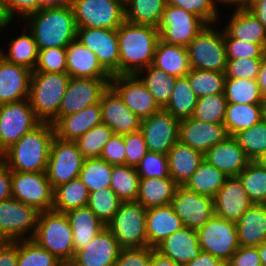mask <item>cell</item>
Returning a JSON list of instances; mask_svg holds the SVG:
<instances>
[{
    "label": "cell",
    "mask_w": 266,
    "mask_h": 266,
    "mask_svg": "<svg viewBox=\"0 0 266 266\" xmlns=\"http://www.w3.org/2000/svg\"><path fill=\"white\" fill-rule=\"evenodd\" d=\"M119 75H135L153 62L160 39L156 26L124 21L117 28Z\"/></svg>",
    "instance_id": "obj_1"
},
{
    "label": "cell",
    "mask_w": 266,
    "mask_h": 266,
    "mask_svg": "<svg viewBox=\"0 0 266 266\" xmlns=\"http://www.w3.org/2000/svg\"><path fill=\"white\" fill-rule=\"evenodd\" d=\"M54 137L53 124L41 122L5 150L0 158L11 171L46 172Z\"/></svg>",
    "instance_id": "obj_2"
},
{
    "label": "cell",
    "mask_w": 266,
    "mask_h": 266,
    "mask_svg": "<svg viewBox=\"0 0 266 266\" xmlns=\"http://www.w3.org/2000/svg\"><path fill=\"white\" fill-rule=\"evenodd\" d=\"M27 28L33 33L38 50L67 47L76 39L77 26L71 4L61 7H42L29 14Z\"/></svg>",
    "instance_id": "obj_3"
},
{
    "label": "cell",
    "mask_w": 266,
    "mask_h": 266,
    "mask_svg": "<svg viewBox=\"0 0 266 266\" xmlns=\"http://www.w3.org/2000/svg\"><path fill=\"white\" fill-rule=\"evenodd\" d=\"M69 79L67 73L32 72L28 100L42 122H50L58 114Z\"/></svg>",
    "instance_id": "obj_4"
},
{
    "label": "cell",
    "mask_w": 266,
    "mask_h": 266,
    "mask_svg": "<svg viewBox=\"0 0 266 266\" xmlns=\"http://www.w3.org/2000/svg\"><path fill=\"white\" fill-rule=\"evenodd\" d=\"M72 236V229L65 213L52 209L40 212L32 240L63 262L74 257Z\"/></svg>",
    "instance_id": "obj_5"
},
{
    "label": "cell",
    "mask_w": 266,
    "mask_h": 266,
    "mask_svg": "<svg viewBox=\"0 0 266 266\" xmlns=\"http://www.w3.org/2000/svg\"><path fill=\"white\" fill-rule=\"evenodd\" d=\"M207 24L186 47L192 69H204L225 72L227 54L224 41V30L218 31Z\"/></svg>",
    "instance_id": "obj_6"
},
{
    "label": "cell",
    "mask_w": 266,
    "mask_h": 266,
    "mask_svg": "<svg viewBox=\"0 0 266 266\" xmlns=\"http://www.w3.org/2000/svg\"><path fill=\"white\" fill-rule=\"evenodd\" d=\"M146 210L137 201L122 202L112 220L106 225L122 248L148 246Z\"/></svg>",
    "instance_id": "obj_7"
},
{
    "label": "cell",
    "mask_w": 266,
    "mask_h": 266,
    "mask_svg": "<svg viewBox=\"0 0 266 266\" xmlns=\"http://www.w3.org/2000/svg\"><path fill=\"white\" fill-rule=\"evenodd\" d=\"M77 27L117 29L125 21L124 0H71Z\"/></svg>",
    "instance_id": "obj_8"
},
{
    "label": "cell",
    "mask_w": 266,
    "mask_h": 266,
    "mask_svg": "<svg viewBox=\"0 0 266 266\" xmlns=\"http://www.w3.org/2000/svg\"><path fill=\"white\" fill-rule=\"evenodd\" d=\"M39 214L36 208L13 197L0 201V241L32 239Z\"/></svg>",
    "instance_id": "obj_9"
},
{
    "label": "cell",
    "mask_w": 266,
    "mask_h": 266,
    "mask_svg": "<svg viewBox=\"0 0 266 266\" xmlns=\"http://www.w3.org/2000/svg\"><path fill=\"white\" fill-rule=\"evenodd\" d=\"M207 24L200 16L166 4L157 29L163 42L187 47Z\"/></svg>",
    "instance_id": "obj_10"
},
{
    "label": "cell",
    "mask_w": 266,
    "mask_h": 266,
    "mask_svg": "<svg viewBox=\"0 0 266 266\" xmlns=\"http://www.w3.org/2000/svg\"><path fill=\"white\" fill-rule=\"evenodd\" d=\"M41 122L28 99L1 104L0 155Z\"/></svg>",
    "instance_id": "obj_11"
},
{
    "label": "cell",
    "mask_w": 266,
    "mask_h": 266,
    "mask_svg": "<svg viewBox=\"0 0 266 266\" xmlns=\"http://www.w3.org/2000/svg\"><path fill=\"white\" fill-rule=\"evenodd\" d=\"M197 233L201 250L223 262L239 248L236 222L213 215Z\"/></svg>",
    "instance_id": "obj_12"
},
{
    "label": "cell",
    "mask_w": 266,
    "mask_h": 266,
    "mask_svg": "<svg viewBox=\"0 0 266 266\" xmlns=\"http://www.w3.org/2000/svg\"><path fill=\"white\" fill-rule=\"evenodd\" d=\"M12 197L36 208L39 212L53 209L52 188L46 172L11 173Z\"/></svg>",
    "instance_id": "obj_13"
},
{
    "label": "cell",
    "mask_w": 266,
    "mask_h": 266,
    "mask_svg": "<svg viewBox=\"0 0 266 266\" xmlns=\"http://www.w3.org/2000/svg\"><path fill=\"white\" fill-rule=\"evenodd\" d=\"M84 159L74 141L60 140L55 136L46 169L52 188L78 178Z\"/></svg>",
    "instance_id": "obj_14"
},
{
    "label": "cell",
    "mask_w": 266,
    "mask_h": 266,
    "mask_svg": "<svg viewBox=\"0 0 266 266\" xmlns=\"http://www.w3.org/2000/svg\"><path fill=\"white\" fill-rule=\"evenodd\" d=\"M110 81L111 78L70 77L58 114L50 122L54 124L62 116L99 103L103 92L110 86Z\"/></svg>",
    "instance_id": "obj_15"
},
{
    "label": "cell",
    "mask_w": 266,
    "mask_h": 266,
    "mask_svg": "<svg viewBox=\"0 0 266 266\" xmlns=\"http://www.w3.org/2000/svg\"><path fill=\"white\" fill-rule=\"evenodd\" d=\"M76 39L96 54L111 76L119 75L117 29L77 27Z\"/></svg>",
    "instance_id": "obj_16"
},
{
    "label": "cell",
    "mask_w": 266,
    "mask_h": 266,
    "mask_svg": "<svg viewBox=\"0 0 266 266\" xmlns=\"http://www.w3.org/2000/svg\"><path fill=\"white\" fill-rule=\"evenodd\" d=\"M179 121L164 108L142 119L140 131L143 133L147 150L167 155L179 140Z\"/></svg>",
    "instance_id": "obj_17"
},
{
    "label": "cell",
    "mask_w": 266,
    "mask_h": 266,
    "mask_svg": "<svg viewBox=\"0 0 266 266\" xmlns=\"http://www.w3.org/2000/svg\"><path fill=\"white\" fill-rule=\"evenodd\" d=\"M170 204L183 226L190 229H200L214 215L213 197L197 194L185 186H177Z\"/></svg>",
    "instance_id": "obj_18"
},
{
    "label": "cell",
    "mask_w": 266,
    "mask_h": 266,
    "mask_svg": "<svg viewBox=\"0 0 266 266\" xmlns=\"http://www.w3.org/2000/svg\"><path fill=\"white\" fill-rule=\"evenodd\" d=\"M110 86L119 94L124 104L141 120L161 109L136 74L112 76Z\"/></svg>",
    "instance_id": "obj_19"
},
{
    "label": "cell",
    "mask_w": 266,
    "mask_h": 266,
    "mask_svg": "<svg viewBox=\"0 0 266 266\" xmlns=\"http://www.w3.org/2000/svg\"><path fill=\"white\" fill-rule=\"evenodd\" d=\"M179 141L205 154L229 135L224 124L208 123L193 117L179 121Z\"/></svg>",
    "instance_id": "obj_20"
},
{
    "label": "cell",
    "mask_w": 266,
    "mask_h": 266,
    "mask_svg": "<svg viewBox=\"0 0 266 266\" xmlns=\"http://www.w3.org/2000/svg\"><path fill=\"white\" fill-rule=\"evenodd\" d=\"M121 250L112 232L104 227L92 241L75 252L72 261L79 266H114Z\"/></svg>",
    "instance_id": "obj_21"
},
{
    "label": "cell",
    "mask_w": 266,
    "mask_h": 266,
    "mask_svg": "<svg viewBox=\"0 0 266 266\" xmlns=\"http://www.w3.org/2000/svg\"><path fill=\"white\" fill-rule=\"evenodd\" d=\"M214 215L236 222L253 204L237 176L227 177L213 197Z\"/></svg>",
    "instance_id": "obj_22"
},
{
    "label": "cell",
    "mask_w": 266,
    "mask_h": 266,
    "mask_svg": "<svg viewBox=\"0 0 266 266\" xmlns=\"http://www.w3.org/2000/svg\"><path fill=\"white\" fill-rule=\"evenodd\" d=\"M100 105L103 123L107 124L115 134L124 135L140 130L141 119L124 104L111 86L103 92Z\"/></svg>",
    "instance_id": "obj_23"
},
{
    "label": "cell",
    "mask_w": 266,
    "mask_h": 266,
    "mask_svg": "<svg viewBox=\"0 0 266 266\" xmlns=\"http://www.w3.org/2000/svg\"><path fill=\"white\" fill-rule=\"evenodd\" d=\"M204 160L227 177L238 176L251 161L233 136L212 146L204 154Z\"/></svg>",
    "instance_id": "obj_24"
},
{
    "label": "cell",
    "mask_w": 266,
    "mask_h": 266,
    "mask_svg": "<svg viewBox=\"0 0 266 266\" xmlns=\"http://www.w3.org/2000/svg\"><path fill=\"white\" fill-rule=\"evenodd\" d=\"M155 251L167 259L185 265L195 259L202 250L197 230L184 226L159 243Z\"/></svg>",
    "instance_id": "obj_25"
},
{
    "label": "cell",
    "mask_w": 266,
    "mask_h": 266,
    "mask_svg": "<svg viewBox=\"0 0 266 266\" xmlns=\"http://www.w3.org/2000/svg\"><path fill=\"white\" fill-rule=\"evenodd\" d=\"M32 71L0 56V105L28 99Z\"/></svg>",
    "instance_id": "obj_26"
},
{
    "label": "cell",
    "mask_w": 266,
    "mask_h": 266,
    "mask_svg": "<svg viewBox=\"0 0 266 266\" xmlns=\"http://www.w3.org/2000/svg\"><path fill=\"white\" fill-rule=\"evenodd\" d=\"M103 123L100 102L76 113L60 117L54 124L55 136L64 141H75L88 130Z\"/></svg>",
    "instance_id": "obj_27"
},
{
    "label": "cell",
    "mask_w": 266,
    "mask_h": 266,
    "mask_svg": "<svg viewBox=\"0 0 266 266\" xmlns=\"http://www.w3.org/2000/svg\"><path fill=\"white\" fill-rule=\"evenodd\" d=\"M66 73L72 78H111L112 76L98 62L97 56L79 40L75 39L66 47Z\"/></svg>",
    "instance_id": "obj_28"
},
{
    "label": "cell",
    "mask_w": 266,
    "mask_h": 266,
    "mask_svg": "<svg viewBox=\"0 0 266 266\" xmlns=\"http://www.w3.org/2000/svg\"><path fill=\"white\" fill-rule=\"evenodd\" d=\"M182 227H184L183 223L174 212L171 204L146 210V235L149 247L155 248Z\"/></svg>",
    "instance_id": "obj_29"
},
{
    "label": "cell",
    "mask_w": 266,
    "mask_h": 266,
    "mask_svg": "<svg viewBox=\"0 0 266 266\" xmlns=\"http://www.w3.org/2000/svg\"><path fill=\"white\" fill-rule=\"evenodd\" d=\"M171 179L184 186L204 160V154L179 140L167 153Z\"/></svg>",
    "instance_id": "obj_30"
},
{
    "label": "cell",
    "mask_w": 266,
    "mask_h": 266,
    "mask_svg": "<svg viewBox=\"0 0 266 266\" xmlns=\"http://www.w3.org/2000/svg\"><path fill=\"white\" fill-rule=\"evenodd\" d=\"M239 246H259L266 241V204H252L236 221Z\"/></svg>",
    "instance_id": "obj_31"
},
{
    "label": "cell",
    "mask_w": 266,
    "mask_h": 266,
    "mask_svg": "<svg viewBox=\"0 0 266 266\" xmlns=\"http://www.w3.org/2000/svg\"><path fill=\"white\" fill-rule=\"evenodd\" d=\"M73 234L74 250L87 245L106 225L88 207H79L65 213Z\"/></svg>",
    "instance_id": "obj_32"
},
{
    "label": "cell",
    "mask_w": 266,
    "mask_h": 266,
    "mask_svg": "<svg viewBox=\"0 0 266 266\" xmlns=\"http://www.w3.org/2000/svg\"><path fill=\"white\" fill-rule=\"evenodd\" d=\"M224 30L234 39L266 44V29L247 8H235Z\"/></svg>",
    "instance_id": "obj_33"
},
{
    "label": "cell",
    "mask_w": 266,
    "mask_h": 266,
    "mask_svg": "<svg viewBox=\"0 0 266 266\" xmlns=\"http://www.w3.org/2000/svg\"><path fill=\"white\" fill-rule=\"evenodd\" d=\"M152 65L176 78L186 76L191 70L187 48L158 40Z\"/></svg>",
    "instance_id": "obj_34"
},
{
    "label": "cell",
    "mask_w": 266,
    "mask_h": 266,
    "mask_svg": "<svg viewBox=\"0 0 266 266\" xmlns=\"http://www.w3.org/2000/svg\"><path fill=\"white\" fill-rule=\"evenodd\" d=\"M177 186L171 178H140L136 201L145 209L170 204Z\"/></svg>",
    "instance_id": "obj_35"
},
{
    "label": "cell",
    "mask_w": 266,
    "mask_h": 266,
    "mask_svg": "<svg viewBox=\"0 0 266 266\" xmlns=\"http://www.w3.org/2000/svg\"><path fill=\"white\" fill-rule=\"evenodd\" d=\"M262 119V104L227 103L223 124L228 135L234 136Z\"/></svg>",
    "instance_id": "obj_36"
},
{
    "label": "cell",
    "mask_w": 266,
    "mask_h": 266,
    "mask_svg": "<svg viewBox=\"0 0 266 266\" xmlns=\"http://www.w3.org/2000/svg\"><path fill=\"white\" fill-rule=\"evenodd\" d=\"M29 32H23L16 39H11L8 54L0 49V56L9 63L26 67L33 72L37 65L39 50L33 33L30 30Z\"/></svg>",
    "instance_id": "obj_37"
},
{
    "label": "cell",
    "mask_w": 266,
    "mask_h": 266,
    "mask_svg": "<svg viewBox=\"0 0 266 266\" xmlns=\"http://www.w3.org/2000/svg\"><path fill=\"white\" fill-rule=\"evenodd\" d=\"M88 198L87 187L79 178L73 179L54 188L53 210L66 213L87 206Z\"/></svg>",
    "instance_id": "obj_38"
},
{
    "label": "cell",
    "mask_w": 266,
    "mask_h": 266,
    "mask_svg": "<svg viewBox=\"0 0 266 266\" xmlns=\"http://www.w3.org/2000/svg\"><path fill=\"white\" fill-rule=\"evenodd\" d=\"M198 97L191 88L187 76L175 80L173 93L164 109L173 117L181 120L193 117Z\"/></svg>",
    "instance_id": "obj_39"
},
{
    "label": "cell",
    "mask_w": 266,
    "mask_h": 266,
    "mask_svg": "<svg viewBox=\"0 0 266 266\" xmlns=\"http://www.w3.org/2000/svg\"><path fill=\"white\" fill-rule=\"evenodd\" d=\"M167 0H124L125 20L158 26Z\"/></svg>",
    "instance_id": "obj_40"
},
{
    "label": "cell",
    "mask_w": 266,
    "mask_h": 266,
    "mask_svg": "<svg viewBox=\"0 0 266 266\" xmlns=\"http://www.w3.org/2000/svg\"><path fill=\"white\" fill-rule=\"evenodd\" d=\"M226 178L223 172L203 160L184 186L197 194L214 197Z\"/></svg>",
    "instance_id": "obj_41"
},
{
    "label": "cell",
    "mask_w": 266,
    "mask_h": 266,
    "mask_svg": "<svg viewBox=\"0 0 266 266\" xmlns=\"http://www.w3.org/2000/svg\"><path fill=\"white\" fill-rule=\"evenodd\" d=\"M143 73L145 77L142 75ZM136 75L145 84L159 106L164 108L173 93L176 77L169 75L152 64L142 69Z\"/></svg>",
    "instance_id": "obj_42"
},
{
    "label": "cell",
    "mask_w": 266,
    "mask_h": 266,
    "mask_svg": "<svg viewBox=\"0 0 266 266\" xmlns=\"http://www.w3.org/2000/svg\"><path fill=\"white\" fill-rule=\"evenodd\" d=\"M89 193L111 187L112 165L101 158L84 159L78 177Z\"/></svg>",
    "instance_id": "obj_43"
},
{
    "label": "cell",
    "mask_w": 266,
    "mask_h": 266,
    "mask_svg": "<svg viewBox=\"0 0 266 266\" xmlns=\"http://www.w3.org/2000/svg\"><path fill=\"white\" fill-rule=\"evenodd\" d=\"M224 97L227 103L238 104H262L264 100L257 79L225 78Z\"/></svg>",
    "instance_id": "obj_44"
},
{
    "label": "cell",
    "mask_w": 266,
    "mask_h": 266,
    "mask_svg": "<svg viewBox=\"0 0 266 266\" xmlns=\"http://www.w3.org/2000/svg\"><path fill=\"white\" fill-rule=\"evenodd\" d=\"M140 177L135 167L112 165L111 189L122 202L136 201Z\"/></svg>",
    "instance_id": "obj_45"
},
{
    "label": "cell",
    "mask_w": 266,
    "mask_h": 266,
    "mask_svg": "<svg viewBox=\"0 0 266 266\" xmlns=\"http://www.w3.org/2000/svg\"><path fill=\"white\" fill-rule=\"evenodd\" d=\"M237 177L253 204H266V169L256 161H250Z\"/></svg>",
    "instance_id": "obj_46"
},
{
    "label": "cell",
    "mask_w": 266,
    "mask_h": 266,
    "mask_svg": "<svg viewBox=\"0 0 266 266\" xmlns=\"http://www.w3.org/2000/svg\"><path fill=\"white\" fill-rule=\"evenodd\" d=\"M186 76L198 99L208 95L224 93L225 72L191 68Z\"/></svg>",
    "instance_id": "obj_47"
},
{
    "label": "cell",
    "mask_w": 266,
    "mask_h": 266,
    "mask_svg": "<svg viewBox=\"0 0 266 266\" xmlns=\"http://www.w3.org/2000/svg\"><path fill=\"white\" fill-rule=\"evenodd\" d=\"M251 161H256L266 151V121L263 119L233 136Z\"/></svg>",
    "instance_id": "obj_48"
},
{
    "label": "cell",
    "mask_w": 266,
    "mask_h": 266,
    "mask_svg": "<svg viewBox=\"0 0 266 266\" xmlns=\"http://www.w3.org/2000/svg\"><path fill=\"white\" fill-rule=\"evenodd\" d=\"M113 134L114 131L107 124L101 123L88 130L74 142L85 159L100 158L103 147Z\"/></svg>",
    "instance_id": "obj_49"
},
{
    "label": "cell",
    "mask_w": 266,
    "mask_h": 266,
    "mask_svg": "<svg viewBox=\"0 0 266 266\" xmlns=\"http://www.w3.org/2000/svg\"><path fill=\"white\" fill-rule=\"evenodd\" d=\"M60 264V260L32 239L18 240L17 266H60Z\"/></svg>",
    "instance_id": "obj_50"
},
{
    "label": "cell",
    "mask_w": 266,
    "mask_h": 266,
    "mask_svg": "<svg viewBox=\"0 0 266 266\" xmlns=\"http://www.w3.org/2000/svg\"><path fill=\"white\" fill-rule=\"evenodd\" d=\"M122 201L111 188L89 193L87 206L107 225L118 211Z\"/></svg>",
    "instance_id": "obj_51"
},
{
    "label": "cell",
    "mask_w": 266,
    "mask_h": 266,
    "mask_svg": "<svg viewBox=\"0 0 266 266\" xmlns=\"http://www.w3.org/2000/svg\"><path fill=\"white\" fill-rule=\"evenodd\" d=\"M226 104L224 93L201 97L197 101L193 118L208 123L223 124Z\"/></svg>",
    "instance_id": "obj_52"
},
{
    "label": "cell",
    "mask_w": 266,
    "mask_h": 266,
    "mask_svg": "<svg viewBox=\"0 0 266 266\" xmlns=\"http://www.w3.org/2000/svg\"><path fill=\"white\" fill-rule=\"evenodd\" d=\"M140 178H171L166 154L148 151L136 167Z\"/></svg>",
    "instance_id": "obj_53"
},
{
    "label": "cell",
    "mask_w": 266,
    "mask_h": 266,
    "mask_svg": "<svg viewBox=\"0 0 266 266\" xmlns=\"http://www.w3.org/2000/svg\"><path fill=\"white\" fill-rule=\"evenodd\" d=\"M66 47L39 50L37 65L33 72L66 73Z\"/></svg>",
    "instance_id": "obj_54"
},
{
    "label": "cell",
    "mask_w": 266,
    "mask_h": 266,
    "mask_svg": "<svg viewBox=\"0 0 266 266\" xmlns=\"http://www.w3.org/2000/svg\"><path fill=\"white\" fill-rule=\"evenodd\" d=\"M224 41L227 59L263 58L266 54V44H254L234 39L225 30Z\"/></svg>",
    "instance_id": "obj_55"
},
{
    "label": "cell",
    "mask_w": 266,
    "mask_h": 266,
    "mask_svg": "<svg viewBox=\"0 0 266 266\" xmlns=\"http://www.w3.org/2000/svg\"><path fill=\"white\" fill-rule=\"evenodd\" d=\"M167 4L200 16L208 24H214L219 18L218 7L214 0H167Z\"/></svg>",
    "instance_id": "obj_56"
},
{
    "label": "cell",
    "mask_w": 266,
    "mask_h": 266,
    "mask_svg": "<svg viewBox=\"0 0 266 266\" xmlns=\"http://www.w3.org/2000/svg\"><path fill=\"white\" fill-rule=\"evenodd\" d=\"M263 58L228 59L225 76L233 79H257Z\"/></svg>",
    "instance_id": "obj_57"
},
{
    "label": "cell",
    "mask_w": 266,
    "mask_h": 266,
    "mask_svg": "<svg viewBox=\"0 0 266 266\" xmlns=\"http://www.w3.org/2000/svg\"><path fill=\"white\" fill-rule=\"evenodd\" d=\"M126 148V165L137 167L148 152L143 133L139 130L124 134Z\"/></svg>",
    "instance_id": "obj_58"
},
{
    "label": "cell",
    "mask_w": 266,
    "mask_h": 266,
    "mask_svg": "<svg viewBox=\"0 0 266 266\" xmlns=\"http://www.w3.org/2000/svg\"><path fill=\"white\" fill-rule=\"evenodd\" d=\"M155 248H122L114 266H150Z\"/></svg>",
    "instance_id": "obj_59"
},
{
    "label": "cell",
    "mask_w": 266,
    "mask_h": 266,
    "mask_svg": "<svg viewBox=\"0 0 266 266\" xmlns=\"http://www.w3.org/2000/svg\"><path fill=\"white\" fill-rule=\"evenodd\" d=\"M100 158L111 165H126L124 135L114 133L103 147Z\"/></svg>",
    "instance_id": "obj_60"
},
{
    "label": "cell",
    "mask_w": 266,
    "mask_h": 266,
    "mask_svg": "<svg viewBox=\"0 0 266 266\" xmlns=\"http://www.w3.org/2000/svg\"><path fill=\"white\" fill-rule=\"evenodd\" d=\"M3 3L5 12L11 22L17 14L25 21L29 14L42 8V0H3Z\"/></svg>",
    "instance_id": "obj_61"
},
{
    "label": "cell",
    "mask_w": 266,
    "mask_h": 266,
    "mask_svg": "<svg viewBox=\"0 0 266 266\" xmlns=\"http://www.w3.org/2000/svg\"><path fill=\"white\" fill-rule=\"evenodd\" d=\"M227 262L229 266H262L257 246H239Z\"/></svg>",
    "instance_id": "obj_62"
},
{
    "label": "cell",
    "mask_w": 266,
    "mask_h": 266,
    "mask_svg": "<svg viewBox=\"0 0 266 266\" xmlns=\"http://www.w3.org/2000/svg\"><path fill=\"white\" fill-rule=\"evenodd\" d=\"M18 240L0 241V266H17Z\"/></svg>",
    "instance_id": "obj_63"
},
{
    "label": "cell",
    "mask_w": 266,
    "mask_h": 266,
    "mask_svg": "<svg viewBox=\"0 0 266 266\" xmlns=\"http://www.w3.org/2000/svg\"><path fill=\"white\" fill-rule=\"evenodd\" d=\"M11 173L12 171L0 158V201L12 197Z\"/></svg>",
    "instance_id": "obj_64"
},
{
    "label": "cell",
    "mask_w": 266,
    "mask_h": 266,
    "mask_svg": "<svg viewBox=\"0 0 266 266\" xmlns=\"http://www.w3.org/2000/svg\"><path fill=\"white\" fill-rule=\"evenodd\" d=\"M223 261L209 252L201 251V253L184 266H220Z\"/></svg>",
    "instance_id": "obj_65"
},
{
    "label": "cell",
    "mask_w": 266,
    "mask_h": 266,
    "mask_svg": "<svg viewBox=\"0 0 266 266\" xmlns=\"http://www.w3.org/2000/svg\"><path fill=\"white\" fill-rule=\"evenodd\" d=\"M266 29V0H252L246 7Z\"/></svg>",
    "instance_id": "obj_66"
},
{
    "label": "cell",
    "mask_w": 266,
    "mask_h": 266,
    "mask_svg": "<svg viewBox=\"0 0 266 266\" xmlns=\"http://www.w3.org/2000/svg\"><path fill=\"white\" fill-rule=\"evenodd\" d=\"M257 82L264 99H266V54L262 59L260 72L257 77Z\"/></svg>",
    "instance_id": "obj_67"
},
{
    "label": "cell",
    "mask_w": 266,
    "mask_h": 266,
    "mask_svg": "<svg viewBox=\"0 0 266 266\" xmlns=\"http://www.w3.org/2000/svg\"><path fill=\"white\" fill-rule=\"evenodd\" d=\"M150 266H184V265L176 263L170 259H167L155 251L152 254Z\"/></svg>",
    "instance_id": "obj_68"
},
{
    "label": "cell",
    "mask_w": 266,
    "mask_h": 266,
    "mask_svg": "<svg viewBox=\"0 0 266 266\" xmlns=\"http://www.w3.org/2000/svg\"><path fill=\"white\" fill-rule=\"evenodd\" d=\"M11 23V20L7 16L5 9H4V3L3 0H0V32L3 30V28L7 27Z\"/></svg>",
    "instance_id": "obj_69"
},
{
    "label": "cell",
    "mask_w": 266,
    "mask_h": 266,
    "mask_svg": "<svg viewBox=\"0 0 266 266\" xmlns=\"http://www.w3.org/2000/svg\"><path fill=\"white\" fill-rule=\"evenodd\" d=\"M214 2L217 4H225L228 6L232 4V6H236V8H246L248 6V0H214Z\"/></svg>",
    "instance_id": "obj_70"
},
{
    "label": "cell",
    "mask_w": 266,
    "mask_h": 266,
    "mask_svg": "<svg viewBox=\"0 0 266 266\" xmlns=\"http://www.w3.org/2000/svg\"><path fill=\"white\" fill-rule=\"evenodd\" d=\"M71 0H42V7H61L70 4Z\"/></svg>",
    "instance_id": "obj_71"
},
{
    "label": "cell",
    "mask_w": 266,
    "mask_h": 266,
    "mask_svg": "<svg viewBox=\"0 0 266 266\" xmlns=\"http://www.w3.org/2000/svg\"><path fill=\"white\" fill-rule=\"evenodd\" d=\"M258 247V252L260 256V261L262 266H266V241L260 244Z\"/></svg>",
    "instance_id": "obj_72"
},
{
    "label": "cell",
    "mask_w": 266,
    "mask_h": 266,
    "mask_svg": "<svg viewBox=\"0 0 266 266\" xmlns=\"http://www.w3.org/2000/svg\"><path fill=\"white\" fill-rule=\"evenodd\" d=\"M264 169H266V151L256 160Z\"/></svg>",
    "instance_id": "obj_73"
},
{
    "label": "cell",
    "mask_w": 266,
    "mask_h": 266,
    "mask_svg": "<svg viewBox=\"0 0 266 266\" xmlns=\"http://www.w3.org/2000/svg\"><path fill=\"white\" fill-rule=\"evenodd\" d=\"M60 266H79V265L73 262L72 260H69L61 262Z\"/></svg>",
    "instance_id": "obj_74"
},
{
    "label": "cell",
    "mask_w": 266,
    "mask_h": 266,
    "mask_svg": "<svg viewBox=\"0 0 266 266\" xmlns=\"http://www.w3.org/2000/svg\"><path fill=\"white\" fill-rule=\"evenodd\" d=\"M262 116L263 120L266 121V99L262 102Z\"/></svg>",
    "instance_id": "obj_75"
},
{
    "label": "cell",
    "mask_w": 266,
    "mask_h": 266,
    "mask_svg": "<svg viewBox=\"0 0 266 266\" xmlns=\"http://www.w3.org/2000/svg\"><path fill=\"white\" fill-rule=\"evenodd\" d=\"M220 266H229L228 262H223Z\"/></svg>",
    "instance_id": "obj_76"
}]
</instances>
